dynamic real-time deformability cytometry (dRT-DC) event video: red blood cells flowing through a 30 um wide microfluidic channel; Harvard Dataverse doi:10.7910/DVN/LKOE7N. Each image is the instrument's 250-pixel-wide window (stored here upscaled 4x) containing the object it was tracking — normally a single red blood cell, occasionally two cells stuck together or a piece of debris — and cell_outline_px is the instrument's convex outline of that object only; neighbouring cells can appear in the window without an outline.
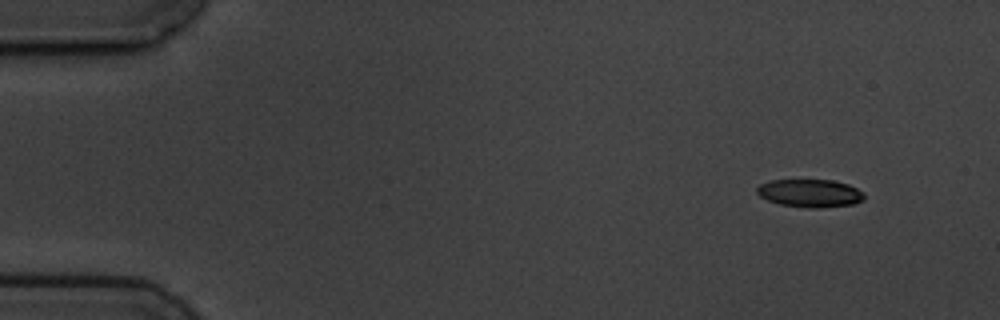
{"species": "common noctule bat (a hibernating species)", "species_latin": "Nyctalus noctula", "temperature_condition": "cold", "stored_images_in_passage": 15, "camera_frame_rate_fps": 3000, "um_per_image_px": 0.085, "animal": {"sex": "male", "body_mass_g": 19.5, "forearm_length_mm": 54.6}, "frame": {"image": 1, "passage_image": 1, "time_ms": 0.0, "image_size_px": [1000, 320], "cell_outline_px": [[864, 200], [852, 204], [820, 208], [808, 208], [780, 204], [768, 200], [760, 196], [756, 192], [756, 188], [760, 184], [768, 180], [832, 180], [848, 184], [864, 192]], "centroid_in_image_um": [68.84, 16.42], "position_along_channel_um": 16.2, "area_um2": 17.51}}
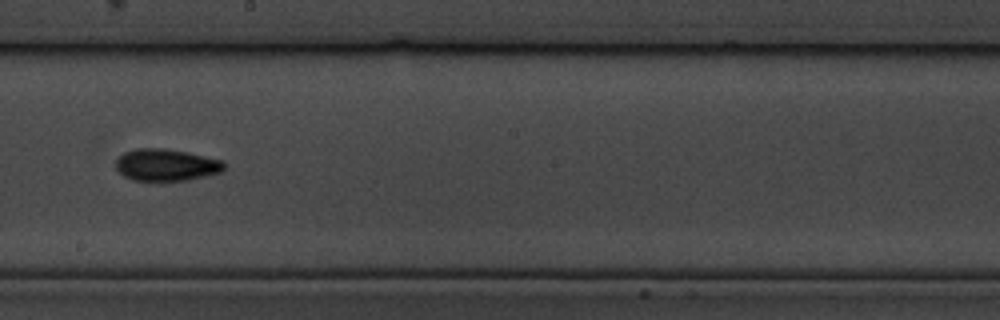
{"frame": {"image": 2, "passage_image": 8, "time_ms": 9.0, "image_size_px": [1000, 320], "cell_outline_px": [[224, 168], [220, 172], [188, 180], [132, 180], [124, 176], [116, 168], [116, 160], [124, 152], [136, 148], [160, 148], [188, 152], [220, 160], [224, 164]], "centroid_in_image_um": [14.09, 14.01], "position_along_channel_um": 234.1, "area_um2": 19.88}}
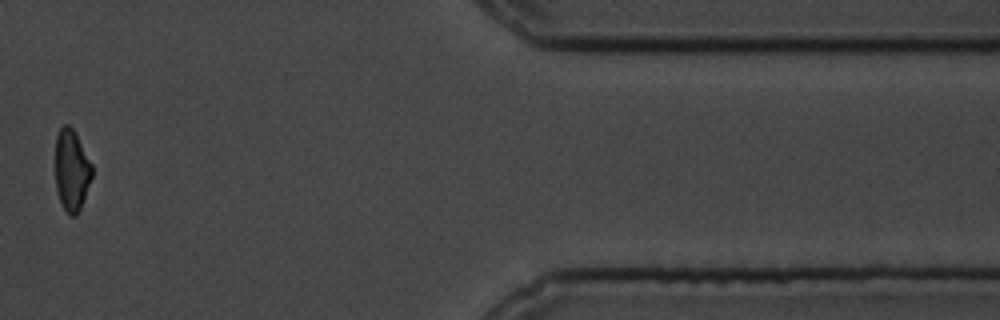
{"frame": {"image": 3, "passage_image": 12, "time_ms": 15.0, "image_size_px": [1000, 320], "cell_outline_px": [[92, 176], [80, 208], [76, 216], [68, 216], [60, 204], [56, 188], [56, 136], [60, 128], [64, 124], [68, 124], [76, 132], [92, 164]], "centroid_in_image_um": [6.08, 14.47], "position_along_channel_um": 405.3, "area_um2": 17.51}, "authors_computed_cell_mechanics": {"area_um2": 18.7272, "velocity_mm_per_s": 3.5844, "shape_relaxation_time_tau1_ms": null, "shape_relaxation_time_tau2_ms": 5.6758, "deformation_change_tau1": null, "deformation_change_tau2": 0.1508}}